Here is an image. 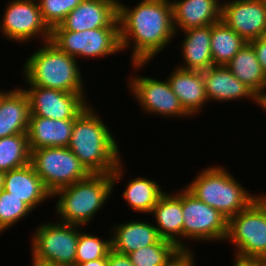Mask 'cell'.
<instances>
[{"label": "cell", "mask_w": 266, "mask_h": 266, "mask_svg": "<svg viewBox=\"0 0 266 266\" xmlns=\"http://www.w3.org/2000/svg\"><path fill=\"white\" fill-rule=\"evenodd\" d=\"M150 214L155 216L153 225L161 239L173 242L182 251H190L180 239L183 238L182 190L176 194L164 192Z\"/></svg>", "instance_id": "17"}, {"label": "cell", "mask_w": 266, "mask_h": 266, "mask_svg": "<svg viewBox=\"0 0 266 266\" xmlns=\"http://www.w3.org/2000/svg\"><path fill=\"white\" fill-rule=\"evenodd\" d=\"M74 120H54L30 116L27 131L30 150L46 147H67L72 135Z\"/></svg>", "instance_id": "21"}, {"label": "cell", "mask_w": 266, "mask_h": 266, "mask_svg": "<svg viewBox=\"0 0 266 266\" xmlns=\"http://www.w3.org/2000/svg\"><path fill=\"white\" fill-rule=\"evenodd\" d=\"M174 69L167 80L181 106L190 117H193L195 114H199L202 107L209 102L206 96L203 72L184 70L179 67Z\"/></svg>", "instance_id": "20"}, {"label": "cell", "mask_w": 266, "mask_h": 266, "mask_svg": "<svg viewBox=\"0 0 266 266\" xmlns=\"http://www.w3.org/2000/svg\"><path fill=\"white\" fill-rule=\"evenodd\" d=\"M171 4L175 33L221 20L222 2L218 0H174Z\"/></svg>", "instance_id": "18"}, {"label": "cell", "mask_w": 266, "mask_h": 266, "mask_svg": "<svg viewBox=\"0 0 266 266\" xmlns=\"http://www.w3.org/2000/svg\"><path fill=\"white\" fill-rule=\"evenodd\" d=\"M129 90L137 99L142 111L147 114H156L164 117H189L190 115L181 106L178 97L172 91L168 80L160 81L144 76L128 78Z\"/></svg>", "instance_id": "13"}, {"label": "cell", "mask_w": 266, "mask_h": 266, "mask_svg": "<svg viewBox=\"0 0 266 266\" xmlns=\"http://www.w3.org/2000/svg\"><path fill=\"white\" fill-rule=\"evenodd\" d=\"M38 226L30 243L32 263L41 266H75L80 226L59 221H47Z\"/></svg>", "instance_id": "6"}, {"label": "cell", "mask_w": 266, "mask_h": 266, "mask_svg": "<svg viewBox=\"0 0 266 266\" xmlns=\"http://www.w3.org/2000/svg\"><path fill=\"white\" fill-rule=\"evenodd\" d=\"M249 43L253 46L257 55V59L260 62L264 73L266 74V36L256 38Z\"/></svg>", "instance_id": "33"}, {"label": "cell", "mask_w": 266, "mask_h": 266, "mask_svg": "<svg viewBox=\"0 0 266 266\" xmlns=\"http://www.w3.org/2000/svg\"><path fill=\"white\" fill-rule=\"evenodd\" d=\"M8 2L2 15V25L0 24V30L2 35L6 36L5 38L26 44L39 35L42 42L50 41L51 30L44 23L36 0H9Z\"/></svg>", "instance_id": "11"}, {"label": "cell", "mask_w": 266, "mask_h": 266, "mask_svg": "<svg viewBox=\"0 0 266 266\" xmlns=\"http://www.w3.org/2000/svg\"><path fill=\"white\" fill-rule=\"evenodd\" d=\"M50 41L76 59L78 56L101 58L121 52L119 27H102L78 32L51 30Z\"/></svg>", "instance_id": "9"}, {"label": "cell", "mask_w": 266, "mask_h": 266, "mask_svg": "<svg viewBox=\"0 0 266 266\" xmlns=\"http://www.w3.org/2000/svg\"><path fill=\"white\" fill-rule=\"evenodd\" d=\"M125 186L122 197L132 210L139 213H151L158 199L164 193L159 183L147 177L132 178Z\"/></svg>", "instance_id": "26"}, {"label": "cell", "mask_w": 266, "mask_h": 266, "mask_svg": "<svg viewBox=\"0 0 266 266\" xmlns=\"http://www.w3.org/2000/svg\"><path fill=\"white\" fill-rule=\"evenodd\" d=\"M232 176L224 167L208 166L184 187L229 220L246 209L254 200V195Z\"/></svg>", "instance_id": "5"}, {"label": "cell", "mask_w": 266, "mask_h": 266, "mask_svg": "<svg viewBox=\"0 0 266 266\" xmlns=\"http://www.w3.org/2000/svg\"><path fill=\"white\" fill-rule=\"evenodd\" d=\"M30 107L22 87L11 89L0 102V138L27 133Z\"/></svg>", "instance_id": "22"}, {"label": "cell", "mask_w": 266, "mask_h": 266, "mask_svg": "<svg viewBox=\"0 0 266 266\" xmlns=\"http://www.w3.org/2000/svg\"><path fill=\"white\" fill-rule=\"evenodd\" d=\"M119 0H83L52 30L85 31L102 27H119Z\"/></svg>", "instance_id": "15"}, {"label": "cell", "mask_w": 266, "mask_h": 266, "mask_svg": "<svg viewBox=\"0 0 266 266\" xmlns=\"http://www.w3.org/2000/svg\"><path fill=\"white\" fill-rule=\"evenodd\" d=\"M234 266H266V260L235 257Z\"/></svg>", "instance_id": "36"}, {"label": "cell", "mask_w": 266, "mask_h": 266, "mask_svg": "<svg viewBox=\"0 0 266 266\" xmlns=\"http://www.w3.org/2000/svg\"><path fill=\"white\" fill-rule=\"evenodd\" d=\"M115 224L111 236L112 250L130 254L137 249L156 244L161 238L157 228L146 221H131Z\"/></svg>", "instance_id": "24"}, {"label": "cell", "mask_w": 266, "mask_h": 266, "mask_svg": "<svg viewBox=\"0 0 266 266\" xmlns=\"http://www.w3.org/2000/svg\"><path fill=\"white\" fill-rule=\"evenodd\" d=\"M185 39L181 42V53L185 62L177 67L184 70L206 71L213 66L211 53V25L182 31Z\"/></svg>", "instance_id": "23"}, {"label": "cell", "mask_w": 266, "mask_h": 266, "mask_svg": "<svg viewBox=\"0 0 266 266\" xmlns=\"http://www.w3.org/2000/svg\"><path fill=\"white\" fill-rule=\"evenodd\" d=\"M206 96L217 102H229L248 98L253 100L259 108L261 99L243 82L236 78L226 65H213L203 71Z\"/></svg>", "instance_id": "16"}, {"label": "cell", "mask_w": 266, "mask_h": 266, "mask_svg": "<svg viewBox=\"0 0 266 266\" xmlns=\"http://www.w3.org/2000/svg\"><path fill=\"white\" fill-rule=\"evenodd\" d=\"M182 211L184 240H226L228 219L215 208L196 198L185 187L182 188Z\"/></svg>", "instance_id": "10"}, {"label": "cell", "mask_w": 266, "mask_h": 266, "mask_svg": "<svg viewBox=\"0 0 266 266\" xmlns=\"http://www.w3.org/2000/svg\"><path fill=\"white\" fill-rule=\"evenodd\" d=\"M23 90L28 96L30 116L54 120L76 119L91 104L86 102L85 93L63 92L33 85Z\"/></svg>", "instance_id": "12"}, {"label": "cell", "mask_w": 266, "mask_h": 266, "mask_svg": "<svg viewBox=\"0 0 266 266\" xmlns=\"http://www.w3.org/2000/svg\"><path fill=\"white\" fill-rule=\"evenodd\" d=\"M182 250L173 242L160 239L156 244L128 254L133 266H166Z\"/></svg>", "instance_id": "29"}, {"label": "cell", "mask_w": 266, "mask_h": 266, "mask_svg": "<svg viewBox=\"0 0 266 266\" xmlns=\"http://www.w3.org/2000/svg\"><path fill=\"white\" fill-rule=\"evenodd\" d=\"M89 104L74 120L68 148L91 174H112L120 160L118 141Z\"/></svg>", "instance_id": "2"}, {"label": "cell", "mask_w": 266, "mask_h": 266, "mask_svg": "<svg viewBox=\"0 0 266 266\" xmlns=\"http://www.w3.org/2000/svg\"><path fill=\"white\" fill-rule=\"evenodd\" d=\"M75 266H107V257L81 264H75Z\"/></svg>", "instance_id": "37"}, {"label": "cell", "mask_w": 266, "mask_h": 266, "mask_svg": "<svg viewBox=\"0 0 266 266\" xmlns=\"http://www.w3.org/2000/svg\"><path fill=\"white\" fill-rule=\"evenodd\" d=\"M226 67L260 99L264 97L266 94V74L257 59L253 46L249 42L234 55L226 64Z\"/></svg>", "instance_id": "25"}, {"label": "cell", "mask_w": 266, "mask_h": 266, "mask_svg": "<svg viewBox=\"0 0 266 266\" xmlns=\"http://www.w3.org/2000/svg\"><path fill=\"white\" fill-rule=\"evenodd\" d=\"M4 176L5 172L0 171V192L4 190Z\"/></svg>", "instance_id": "39"}, {"label": "cell", "mask_w": 266, "mask_h": 266, "mask_svg": "<svg viewBox=\"0 0 266 266\" xmlns=\"http://www.w3.org/2000/svg\"><path fill=\"white\" fill-rule=\"evenodd\" d=\"M27 133L0 138V171L7 172L30 163Z\"/></svg>", "instance_id": "28"}, {"label": "cell", "mask_w": 266, "mask_h": 266, "mask_svg": "<svg viewBox=\"0 0 266 266\" xmlns=\"http://www.w3.org/2000/svg\"><path fill=\"white\" fill-rule=\"evenodd\" d=\"M194 252L190 251H181L170 263L166 266H194L195 260Z\"/></svg>", "instance_id": "35"}, {"label": "cell", "mask_w": 266, "mask_h": 266, "mask_svg": "<svg viewBox=\"0 0 266 266\" xmlns=\"http://www.w3.org/2000/svg\"><path fill=\"white\" fill-rule=\"evenodd\" d=\"M121 51L133 48L132 67L138 70L176 37L170 0H141L135 7L118 1Z\"/></svg>", "instance_id": "1"}, {"label": "cell", "mask_w": 266, "mask_h": 266, "mask_svg": "<svg viewBox=\"0 0 266 266\" xmlns=\"http://www.w3.org/2000/svg\"><path fill=\"white\" fill-rule=\"evenodd\" d=\"M33 52L23 65L26 85L85 93L78 59L61 51L51 41Z\"/></svg>", "instance_id": "4"}, {"label": "cell", "mask_w": 266, "mask_h": 266, "mask_svg": "<svg viewBox=\"0 0 266 266\" xmlns=\"http://www.w3.org/2000/svg\"><path fill=\"white\" fill-rule=\"evenodd\" d=\"M225 241L237 248L234 257L266 260V213L253 201L228 220Z\"/></svg>", "instance_id": "8"}, {"label": "cell", "mask_w": 266, "mask_h": 266, "mask_svg": "<svg viewBox=\"0 0 266 266\" xmlns=\"http://www.w3.org/2000/svg\"><path fill=\"white\" fill-rule=\"evenodd\" d=\"M33 211L21 199L2 190L0 192V233L9 229Z\"/></svg>", "instance_id": "31"}, {"label": "cell", "mask_w": 266, "mask_h": 266, "mask_svg": "<svg viewBox=\"0 0 266 266\" xmlns=\"http://www.w3.org/2000/svg\"><path fill=\"white\" fill-rule=\"evenodd\" d=\"M30 151V163L52 195L58 189L91 174L68 147H46Z\"/></svg>", "instance_id": "7"}, {"label": "cell", "mask_w": 266, "mask_h": 266, "mask_svg": "<svg viewBox=\"0 0 266 266\" xmlns=\"http://www.w3.org/2000/svg\"><path fill=\"white\" fill-rule=\"evenodd\" d=\"M31 265H32V266H41V265H37V264H34V263H32Z\"/></svg>", "instance_id": "42"}, {"label": "cell", "mask_w": 266, "mask_h": 266, "mask_svg": "<svg viewBox=\"0 0 266 266\" xmlns=\"http://www.w3.org/2000/svg\"><path fill=\"white\" fill-rule=\"evenodd\" d=\"M76 246L75 264L90 262L97 259H103L108 256L112 249L111 237L102 240L98 236L91 235L81 231Z\"/></svg>", "instance_id": "30"}, {"label": "cell", "mask_w": 266, "mask_h": 266, "mask_svg": "<svg viewBox=\"0 0 266 266\" xmlns=\"http://www.w3.org/2000/svg\"><path fill=\"white\" fill-rule=\"evenodd\" d=\"M253 201L266 213V194L254 195Z\"/></svg>", "instance_id": "38"}, {"label": "cell", "mask_w": 266, "mask_h": 266, "mask_svg": "<svg viewBox=\"0 0 266 266\" xmlns=\"http://www.w3.org/2000/svg\"><path fill=\"white\" fill-rule=\"evenodd\" d=\"M246 43L222 20L211 24V53L214 65H226Z\"/></svg>", "instance_id": "27"}, {"label": "cell", "mask_w": 266, "mask_h": 266, "mask_svg": "<svg viewBox=\"0 0 266 266\" xmlns=\"http://www.w3.org/2000/svg\"><path fill=\"white\" fill-rule=\"evenodd\" d=\"M8 91H0V102H1V99L2 97L7 93Z\"/></svg>", "instance_id": "41"}, {"label": "cell", "mask_w": 266, "mask_h": 266, "mask_svg": "<svg viewBox=\"0 0 266 266\" xmlns=\"http://www.w3.org/2000/svg\"><path fill=\"white\" fill-rule=\"evenodd\" d=\"M261 107H262V109H264L265 112H266V94H265L264 97L261 99Z\"/></svg>", "instance_id": "40"}, {"label": "cell", "mask_w": 266, "mask_h": 266, "mask_svg": "<svg viewBox=\"0 0 266 266\" xmlns=\"http://www.w3.org/2000/svg\"><path fill=\"white\" fill-rule=\"evenodd\" d=\"M4 191L21 199L32 210L52 198L31 163L5 172Z\"/></svg>", "instance_id": "19"}, {"label": "cell", "mask_w": 266, "mask_h": 266, "mask_svg": "<svg viewBox=\"0 0 266 266\" xmlns=\"http://www.w3.org/2000/svg\"><path fill=\"white\" fill-rule=\"evenodd\" d=\"M107 266H133V264L128 255L111 249L107 256Z\"/></svg>", "instance_id": "34"}, {"label": "cell", "mask_w": 266, "mask_h": 266, "mask_svg": "<svg viewBox=\"0 0 266 266\" xmlns=\"http://www.w3.org/2000/svg\"><path fill=\"white\" fill-rule=\"evenodd\" d=\"M221 20L246 42L266 36V0H224Z\"/></svg>", "instance_id": "14"}, {"label": "cell", "mask_w": 266, "mask_h": 266, "mask_svg": "<svg viewBox=\"0 0 266 266\" xmlns=\"http://www.w3.org/2000/svg\"><path fill=\"white\" fill-rule=\"evenodd\" d=\"M83 0H37L44 23L52 30Z\"/></svg>", "instance_id": "32"}, {"label": "cell", "mask_w": 266, "mask_h": 266, "mask_svg": "<svg viewBox=\"0 0 266 266\" xmlns=\"http://www.w3.org/2000/svg\"><path fill=\"white\" fill-rule=\"evenodd\" d=\"M121 161L112 174H90L85 179L58 189L55 213L62 223L85 226L107 202L117 181L123 177Z\"/></svg>", "instance_id": "3"}]
</instances>
